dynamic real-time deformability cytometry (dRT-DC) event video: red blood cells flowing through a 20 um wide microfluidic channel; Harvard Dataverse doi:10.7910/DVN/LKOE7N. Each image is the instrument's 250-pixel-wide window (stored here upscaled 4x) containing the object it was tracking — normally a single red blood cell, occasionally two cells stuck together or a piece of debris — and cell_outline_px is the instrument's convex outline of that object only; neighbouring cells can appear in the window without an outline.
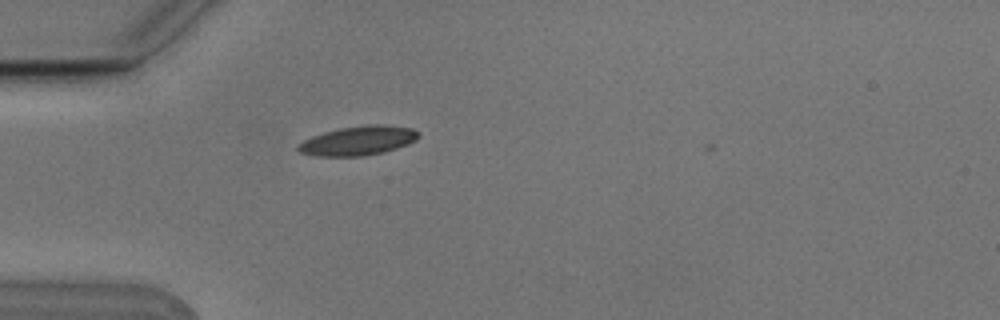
{"species": "Egyptian fruit bat (a non-hibernating species)", "species_latin": "Rousettus aegyptiacus", "temperature_condition": "cold", "stored_images_in_passage": 3, "camera_frame_rate_fps": 3000, "um_per_image_px": 0.085, "animal": {"sex": "male"}, "frame": {"image": 1, "passage_image": 3, "time_ms": 0.667, "image_size_px": [1000, 320], "cell_outline_px": [[420, 136], [416, 140], [408, 144], [384, 152], [364, 156], [316, 156], [300, 152], [296, 148], [304, 140], [312, 136], [324, 132], [340, 128], [368, 124], [384, 124], [412, 128]], "centroid_in_image_um": [30.46, 11.95], "position_along_channel_um": 54.5, "area_um2": 20.46}}